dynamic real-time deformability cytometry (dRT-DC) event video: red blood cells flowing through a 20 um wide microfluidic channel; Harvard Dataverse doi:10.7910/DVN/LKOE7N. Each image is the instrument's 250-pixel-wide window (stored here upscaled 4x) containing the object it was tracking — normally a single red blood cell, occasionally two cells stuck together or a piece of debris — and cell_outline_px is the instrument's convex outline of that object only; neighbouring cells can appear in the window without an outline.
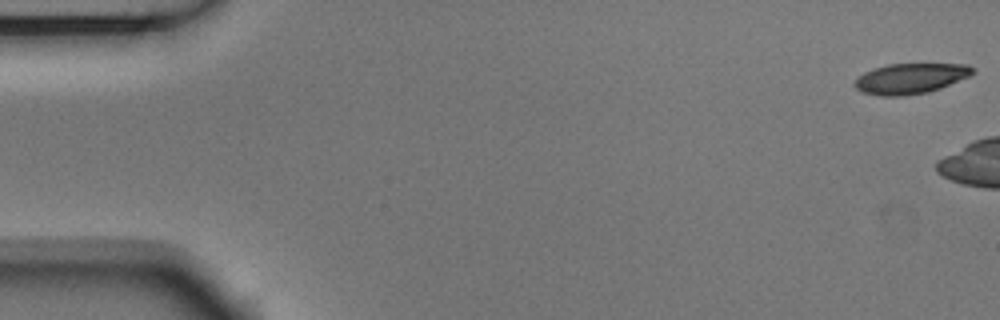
{"species": "Egyptian fruit bat (a non-hibernating species)", "species_latin": "Rousettus aegyptiacus", "temperature_condition": "room temperature", "stored_images_in_passage": 7, "camera_frame_rate_fps": 3000, "um_per_image_px": 0.085, "animal": {"sex": "male"}, "frame": {"image": 1, "passage_image": 1, "time_ms": 0.0, "image_size_px": [1000, 320], "cell_outline_px": [[976, 72], [968, 76], [940, 88], [928, 92], [904, 96], [880, 96], [864, 92], [856, 88], [852, 84], [864, 72], [872, 68], [888, 64], [968, 64], [976, 68]], "centroid_in_image_um": [77.4, 6.66], "position_along_channel_um": 7.6, "area_um2": 20.92}}